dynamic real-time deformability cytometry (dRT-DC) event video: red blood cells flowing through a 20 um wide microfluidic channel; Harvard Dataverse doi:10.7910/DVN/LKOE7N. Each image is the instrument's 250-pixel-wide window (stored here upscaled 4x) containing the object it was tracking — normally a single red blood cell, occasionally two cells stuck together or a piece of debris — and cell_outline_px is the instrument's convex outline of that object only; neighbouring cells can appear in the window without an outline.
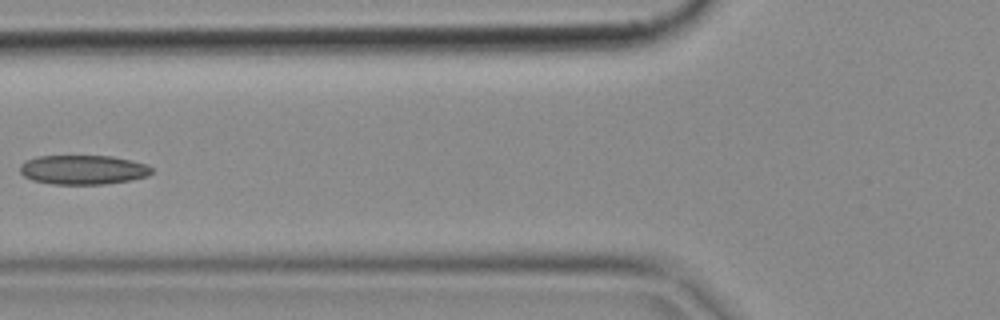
{"species": "common noctule bat (a hibernating species)", "species_latin": "Nyctalus noctula", "temperature_condition": "cold", "stored_images_in_passage": 6, "camera_frame_rate_fps": 3000, "um_per_image_px": 0.085, "animal": {"sex": "female", "body_mass_g": 18.4}, "frame": {"image": 1, "passage_image": 5, "time_ms": 1.333, "image_size_px": [1000, 320], "cell_outline_px": [[152, 172], [148, 176], [132, 180], [104, 184], [52, 184], [32, 180], [24, 176], [20, 172], [20, 164], [36, 156], [112, 156], [148, 164], [152, 168]], "centroid_in_image_um": [7.08, 14.43], "position_along_channel_um": 118.7, "area_um2": 22.6}}
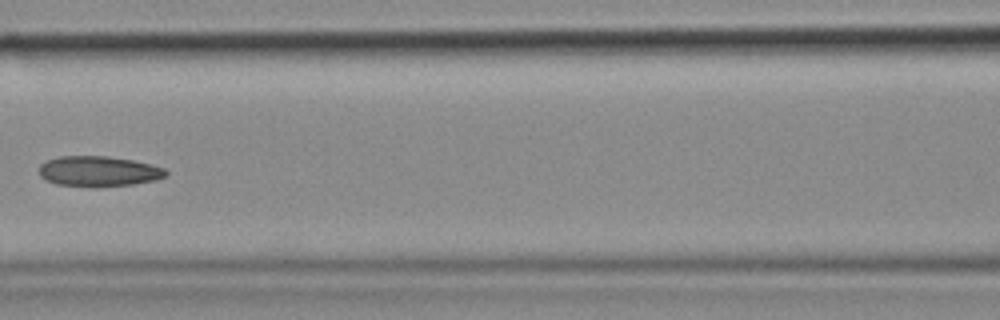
{"frame": {"image": 2, "passage_image": 6, "time_ms": 1.667, "image_size_px": [1000, 320], "cell_outline_px": [[168, 176], [156, 180], [132, 184], [96, 188], [92, 188], [56, 184], [40, 176], [40, 164], [48, 160], [60, 156], [108, 156], [132, 160], [152, 164], [164, 168], [168, 172]], "centroid_in_image_um": [8.42, 14.57], "position_along_channel_um": 158.2, "area_um2": 22.72}}